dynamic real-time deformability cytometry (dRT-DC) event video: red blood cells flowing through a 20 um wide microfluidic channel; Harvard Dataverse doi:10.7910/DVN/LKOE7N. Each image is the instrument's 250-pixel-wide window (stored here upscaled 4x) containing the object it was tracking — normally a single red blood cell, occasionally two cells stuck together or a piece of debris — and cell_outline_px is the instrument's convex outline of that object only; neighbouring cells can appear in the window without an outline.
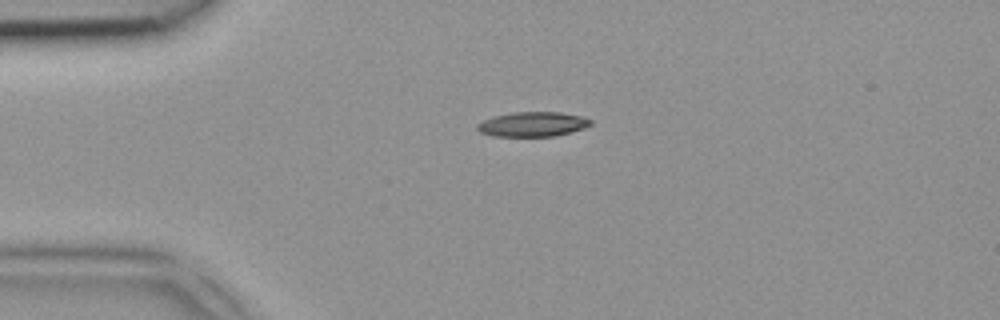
{"species": "common noctule bat (a hibernating species)", "species_latin": "Nyctalus noctula", "temperature_condition": "room temperature", "stored_images_in_passage": 4, "camera_frame_rate_fps": 3000, "um_per_image_px": 0.085, "animal": {"sex": "female", "body_mass_g": 18.4}, "frame": {"image": 1, "passage_image": 4, "time_ms": 1.0, "image_size_px": [1000, 320], "cell_outline_px": [[592, 124], [584, 128], [556, 136], [492, 136], [480, 132], [476, 128], [476, 124], [492, 116], [512, 112], [560, 112], [580, 116], [592, 120]], "centroid_in_image_um": [45.25, 10.56], "position_along_channel_um": 39.7, "area_um2": 16.36}}